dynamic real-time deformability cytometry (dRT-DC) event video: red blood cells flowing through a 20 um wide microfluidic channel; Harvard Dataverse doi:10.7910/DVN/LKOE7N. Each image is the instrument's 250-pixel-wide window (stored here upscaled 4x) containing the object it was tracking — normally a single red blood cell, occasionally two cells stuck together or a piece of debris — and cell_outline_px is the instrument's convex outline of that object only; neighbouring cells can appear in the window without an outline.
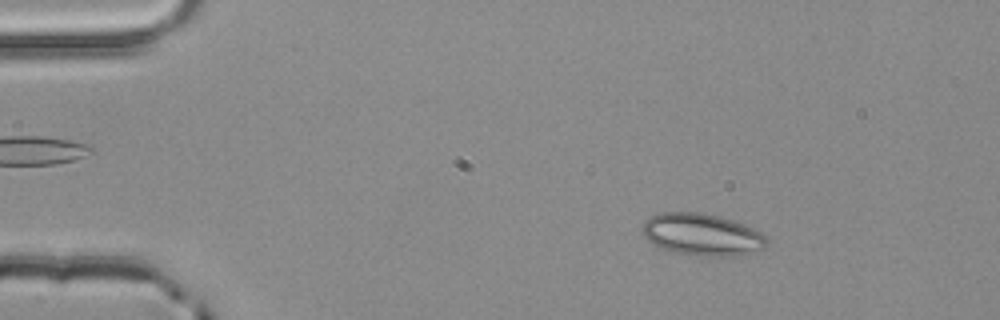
{"species": "common noctule bat (a hibernating species)", "species_latin": "Nyctalus noctula", "temperature_condition": "room temperature", "stored_images_in_passage": 3, "camera_frame_rate_fps": 3000, "um_per_image_px": 0.085, "animal": {"sex": "male", "body_mass_g": 20.4}, "frame": {"image": 1, "passage_image": 2, "time_ms": 0.333, "image_size_px": [1000, 320], "cell_outline_px": [[768, 244], [764, 248], [732, 256], [704, 256], [676, 252], [652, 244], [640, 232], [640, 228], [644, 220], [660, 212], [704, 212], [720, 216], [744, 224], [760, 232], [768, 240]], "centroid_in_image_um": [59.63, 19.91], "position_along_channel_um": 25.4, "area_um2": 30.46}}